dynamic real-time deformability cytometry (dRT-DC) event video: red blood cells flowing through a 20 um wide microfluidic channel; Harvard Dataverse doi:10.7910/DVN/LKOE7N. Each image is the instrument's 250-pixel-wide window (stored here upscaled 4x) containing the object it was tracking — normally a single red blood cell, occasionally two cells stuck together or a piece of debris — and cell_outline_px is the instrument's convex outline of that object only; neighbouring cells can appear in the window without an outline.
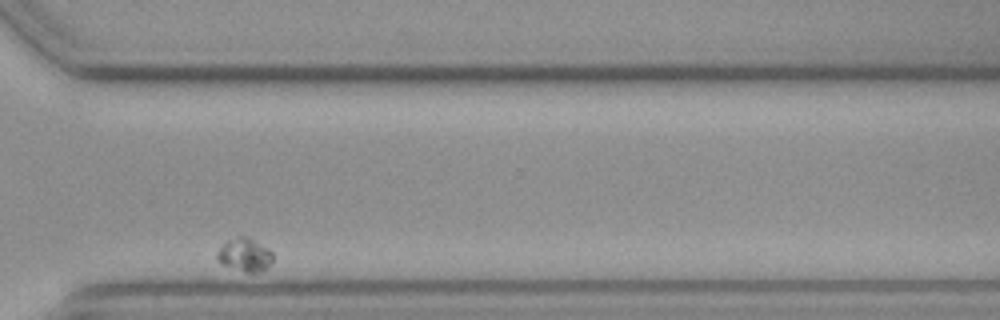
{"species": "common noctule bat (a hibernating species)", "species_latin": "Nyctalus noctula", "temperature_condition": "cold", "stored_images_in_passage": 15, "camera_frame_rate_fps": 3000, "um_per_image_px": 0.085, "animal": {"sex": "female", "body_mass_g": 19.3, "forearm_length_mm": 54.1}, "frame": {"image": 1, "passage_image": 12, "time_ms": 3.667, "image_size_px": [1000, 320], "cell_outline_px": [[272, 264], [264, 272], [244, 272], [220, 264], [216, 260], [216, 252], [228, 240], [236, 236], [248, 236], [268, 248], [272, 252]], "centroid_in_image_um": [20.81, 21.68], "position_along_channel_um": 349.8, "area_um2": 11.1}}